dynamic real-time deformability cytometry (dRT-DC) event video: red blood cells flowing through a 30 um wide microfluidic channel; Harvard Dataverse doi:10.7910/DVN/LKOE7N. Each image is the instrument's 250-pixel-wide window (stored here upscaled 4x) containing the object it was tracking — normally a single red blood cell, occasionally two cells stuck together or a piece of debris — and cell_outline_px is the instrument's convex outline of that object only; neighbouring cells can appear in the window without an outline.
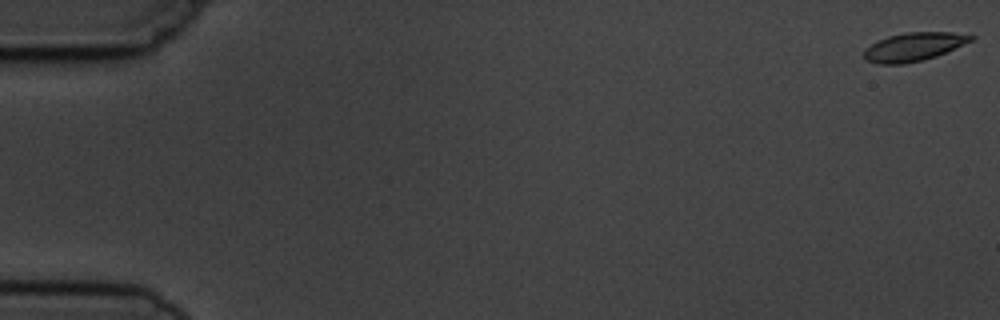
{"species": "common noctule bat (a hibernating species)", "species_latin": "Nyctalus noctula", "temperature_condition": "cold", "stored_images_in_passage": 4, "camera_frame_rate_fps": 3000, "um_per_image_px": 0.085, "animal": {"sex": "male", "body_mass_g": 19.5, "forearm_length_mm": 54.6}, "frame": {"image": 1, "passage_image": 1, "time_ms": 0.0, "image_size_px": [1000, 320], "cell_outline_px": [[976, 36], [972, 40], [936, 56], [904, 64], [880, 64], [864, 60], [864, 48], [888, 36], [908, 32], [952, 32]], "centroid_in_image_um": [77.63, 3.98], "position_along_channel_um": 7.4, "area_um2": 17.46}}